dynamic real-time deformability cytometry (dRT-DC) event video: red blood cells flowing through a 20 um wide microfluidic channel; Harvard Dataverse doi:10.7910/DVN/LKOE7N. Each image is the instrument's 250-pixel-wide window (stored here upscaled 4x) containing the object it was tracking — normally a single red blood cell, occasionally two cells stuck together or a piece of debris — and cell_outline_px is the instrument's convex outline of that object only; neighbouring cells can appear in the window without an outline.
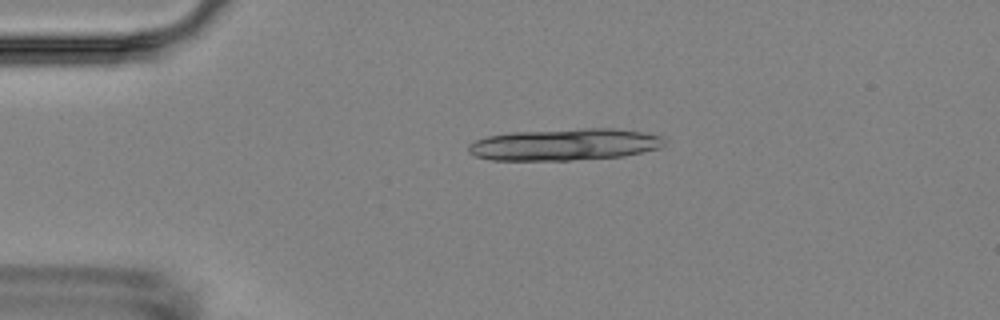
{"species": "Egyptian fruit bat (a non-hibernating species)", "species_latin": "Rousettus aegyptiacus", "temperature_condition": "room temperature", "stored_images_in_passage": 8, "camera_frame_rate_fps": 3000, "um_per_image_px": 0.085, "animal": {"sex": "female"}, "frame": {"image": 1, "passage_image": 4, "time_ms": 3.333, "image_size_px": [1000, 320], "cell_outline_px": [[664, 144], [660, 148], [644, 152], [624, 156], [568, 160], [492, 160], [476, 156], [468, 152], [468, 144], [476, 140], [488, 136], [508, 132], [584, 128], [616, 128], [644, 132], [660, 136], [664, 140]], "centroid_in_image_um": [48.0, 12.27], "position_along_channel_um": 37.0, "area_um2": 36.47}}